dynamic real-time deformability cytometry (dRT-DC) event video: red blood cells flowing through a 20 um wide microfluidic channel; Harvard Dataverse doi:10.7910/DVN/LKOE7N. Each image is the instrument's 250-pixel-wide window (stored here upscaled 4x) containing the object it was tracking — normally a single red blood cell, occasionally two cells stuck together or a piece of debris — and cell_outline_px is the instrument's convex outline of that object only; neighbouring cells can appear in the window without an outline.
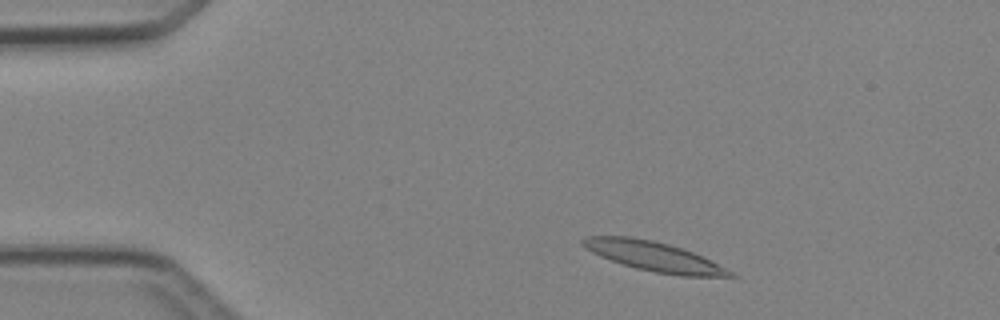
{"species": "Egyptian fruit bat (a non-hibernating species)", "species_latin": "Rousettus aegyptiacus", "temperature_condition": "cold", "stored_images_in_passage": 3, "camera_frame_rate_fps": 3000, "um_per_image_px": 0.085, "animal": {"sex": "female"}, "frame": {"image": 1, "passage_image": 1, "time_ms": 0.0, "image_size_px": [1000, 320], "cell_outline_px": [[740, 276], [680, 276], [656, 272], [636, 268], [600, 256], [584, 248], [580, 240], [584, 236], [628, 236], [652, 240], [668, 244], [704, 256]], "centroid_in_image_um": [55.57, 21.78], "position_along_channel_um": 29.4, "area_um2": 25.14}}